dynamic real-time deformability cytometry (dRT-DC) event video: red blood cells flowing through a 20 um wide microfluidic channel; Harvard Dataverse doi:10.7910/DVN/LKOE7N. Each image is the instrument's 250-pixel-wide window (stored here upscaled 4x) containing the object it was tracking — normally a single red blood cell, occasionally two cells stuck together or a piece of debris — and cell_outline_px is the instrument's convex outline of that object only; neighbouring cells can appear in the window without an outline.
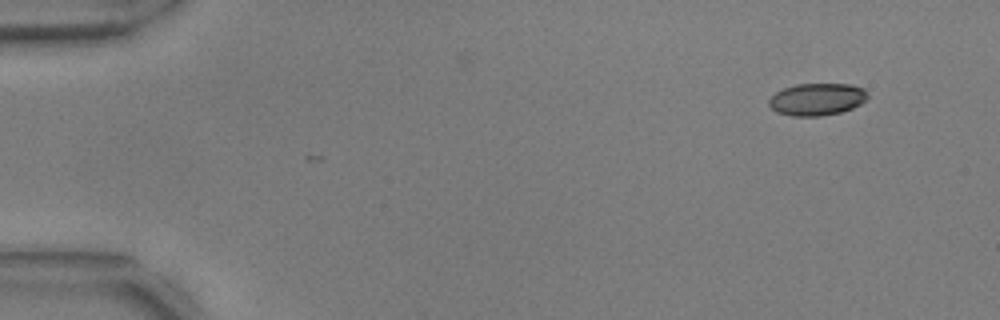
{"species": "common noctule bat (a hibernating species)", "species_latin": "Nyctalus noctula", "temperature_condition": "warm", "stored_images_in_passage": 2, "camera_frame_rate_fps": 3000, "um_per_image_px": 0.085, "animal": {"sex": "male", "body_mass_g": 17.9, "forearm_length_mm": 54.2}, "frame": {"image": 1, "passage_image": 2, "time_ms": 0.333, "image_size_px": [1000, 320], "cell_outline_px": [[868, 96], [860, 104], [852, 108], [840, 112], [820, 116], [792, 116], [776, 112], [768, 104], [768, 100], [776, 92], [784, 88], [796, 84], [852, 84], [864, 88], [868, 92]], "centroid_in_image_um": [69.44, 8.43], "position_along_channel_um": 15.6, "area_um2": 18.55}}